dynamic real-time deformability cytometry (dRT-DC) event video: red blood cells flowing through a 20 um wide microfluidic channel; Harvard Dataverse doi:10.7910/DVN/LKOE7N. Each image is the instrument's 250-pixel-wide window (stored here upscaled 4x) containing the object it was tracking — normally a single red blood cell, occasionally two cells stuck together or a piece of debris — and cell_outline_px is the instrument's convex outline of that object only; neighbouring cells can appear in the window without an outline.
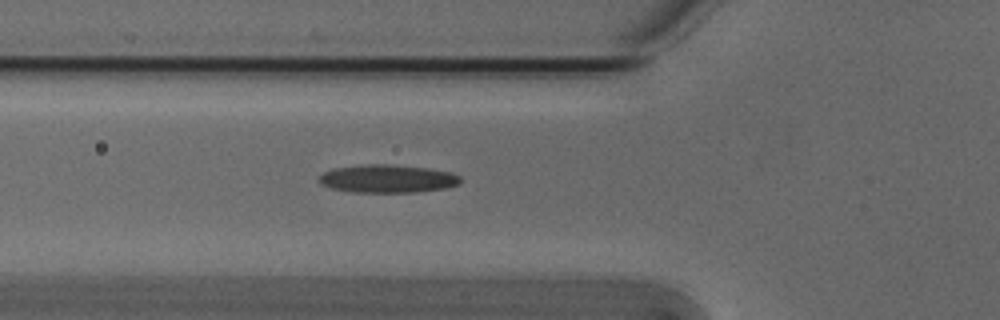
{"species": "Egyptian fruit bat (a non-hibernating species)", "species_latin": "Rousettus aegyptiacus", "temperature_condition": "cold", "stored_images_in_passage": 42, "camera_frame_rate_fps": 3000, "um_per_image_px": 0.085, "animal": {"sex": "male"}, "frame": {"image": 1, "passage_image": 9, "time_ms": 2.667, "image_size_px": [1000, 320], "cell_outline_px": [[460, 184], [444, 188], [416, 192], [352, 192], [332, 188], [320, 184], [320, 176], [324, 172], [332, 168], [368, 164], [388, 164], [428, 168], [448, 172], [460, 176]], "centroid_in_image_um": [32.93, 15.19], "position_along_channel_um": 92.9, "area_um2": 22.95}}
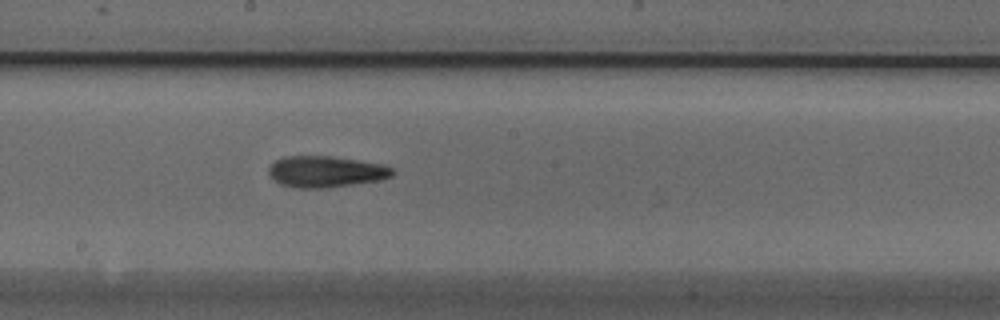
{"frame": {"image": 2, "passage_image": 19, "time_ms": 6.0, "image_size_px": [1000, 320], "cell_outline_px": [[396, 172], [392, 176], [380, 180], [328, 188], [296, 188], [280, 184], [268, 172], [268, 168], [276, 160], [284, 156], [328, 156], [356, 160], [380, 164], [392, 168]], "centroid_in_image_um": [27.69, 14.6], "position_along_channel_um": 220.5, "area_um2": 22.43}}
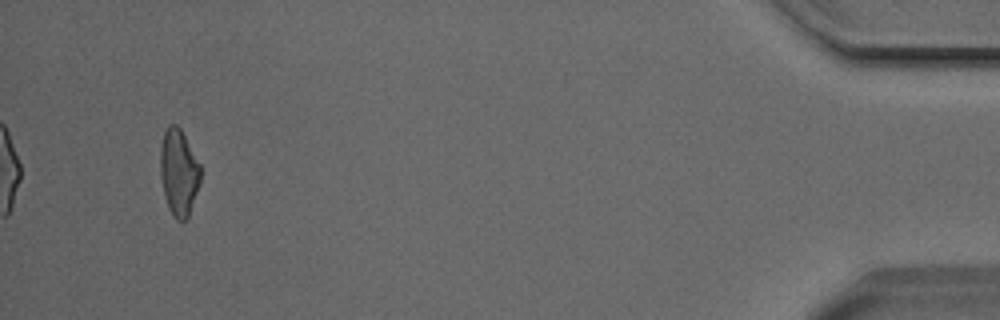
{"frame": {"image": 3, "passage_image": 41, "time_ms": 13.333, "image_size_px": [1000, 320], "cell_outline_px": [[200, 184], [188, 216], [184, 220], [176, 220], [172, 216], [168, 208], [164, 196], [160, 176], [160, 148], [164, 132], [168, 124], [176, 124], [180, 128], [200, 164]], "centroid_in_image_um": [15.18, 14.65], "position_along_channel_um": 420.0, "area_um2": 20.35}}